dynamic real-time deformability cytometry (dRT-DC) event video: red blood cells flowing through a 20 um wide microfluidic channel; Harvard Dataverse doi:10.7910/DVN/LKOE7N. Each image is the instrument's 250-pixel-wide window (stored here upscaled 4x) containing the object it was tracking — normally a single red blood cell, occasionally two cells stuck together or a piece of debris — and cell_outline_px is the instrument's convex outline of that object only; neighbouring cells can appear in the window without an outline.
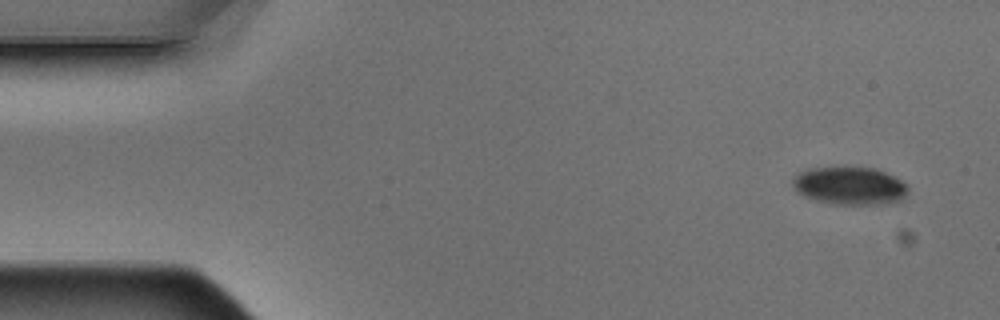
{"species": "Egyptian fruit bat (a non-hibernating species)", "species_latin": "Rousettus aegyptiacus", "temperature_condition": "warm", "stored_images_in_passage": 4, "camera_frame_rate_fps": 3000, "um_per_image_px": 0.085, "animal": {"sex": "male"}, "frame": {"image": 1, "passage_image": 1, "time_ms": 0.0, "image_size_px": [1000, 320], "cell_outline_px": [[908, 192], [900, 200], [880, 204], [832, 204], [816, 200], [804, 196], [796, 192], [792, 188], [792, 180], [800, 172], [808, 168], [876, 168], [908, 184]], "centroid_in_image_um": [72.2, 15.8], "position_along_channel_um": 12.8, "area_um2": 25.26}}
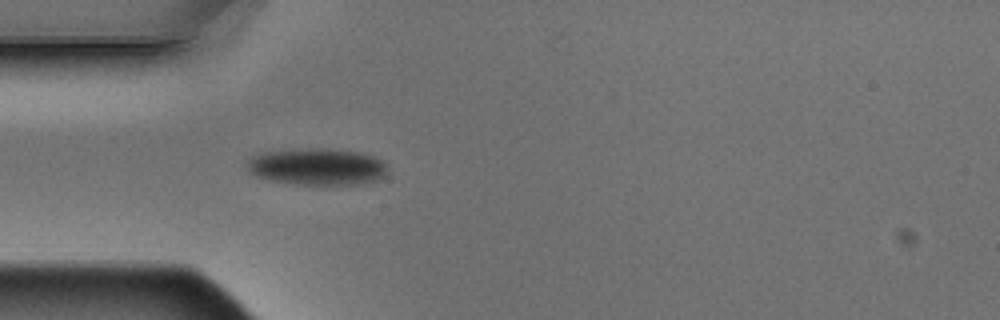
{"frame": {"image": 2, "passage_image": 4, "time_ms": 1.0, "image_size_px": [1000, 320], "cell_outline_px": [[388, 172], [384, 176], [376, 180], [360, 184], [300, 184], [272, 180], [256, 176], [248, 168], [248, 160], [252, 156], [260, 152], [308, 148], [328, 148], [360, 152], [372, 156], [380, 160], [388, 168]], "centroid_in_image_um": [26.98, 14.15], "position_along_channel_um": 58.0, "area_um2": 29.94}}